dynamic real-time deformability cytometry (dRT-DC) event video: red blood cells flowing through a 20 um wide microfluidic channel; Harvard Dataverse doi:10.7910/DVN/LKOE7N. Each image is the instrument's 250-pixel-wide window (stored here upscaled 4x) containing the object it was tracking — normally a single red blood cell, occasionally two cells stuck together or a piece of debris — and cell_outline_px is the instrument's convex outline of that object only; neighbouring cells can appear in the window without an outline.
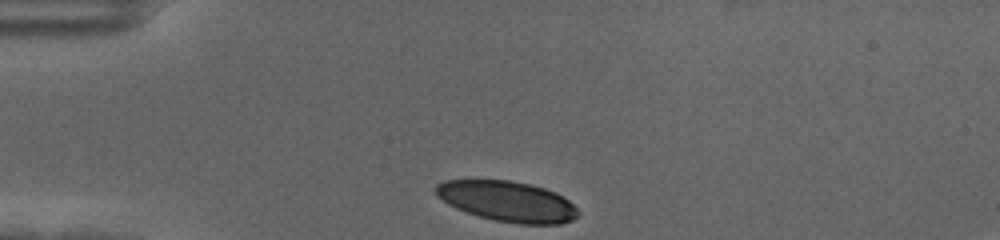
{"species": "human", "species_latin": "Homo sapiens", "temperature_condition": "cold", "stored_images_in_passage": 34, "camera_frame_rate_fps": 3000, "um_per_image_px": 0.085, "donor": {"sex": "female"}, "frame": {"image": 1, "passage_image": 1, "time_ms": 0.0, "image_size_px": [1000, 240], "cell_outline_px": [[580, 216], [572, 220], [560, 224], [516, 224], [496, 220], [480, 216], [456, 208], [448, 204], [436, 196], [436, 184], [444, 180], [508, 180], [528, 184], [544, 188], [568, 200], [580, 212]], "centroid_in_image_um": [43.12, 17.12], "position_along_channel_um": 41.9, "area_um2": 33.29}}
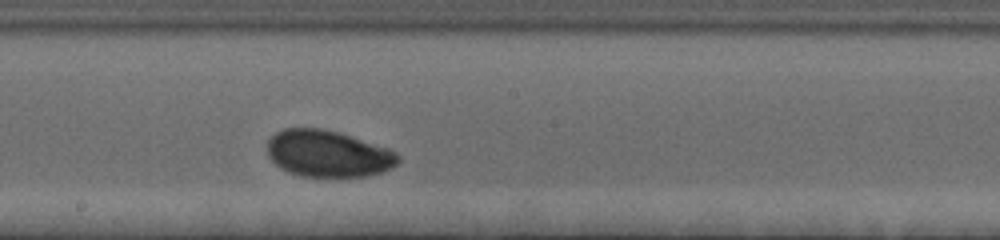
{"frame": {"image": 2, "passage_image": 19, "time_ms": 6.0, "image_size_px": [1000, 240], "cell_outline_px": [[400, 160], [392, 168], [368, 176], [300, 176], [288, 172], [280, 168], [268, 156], [268, 140], [276, 132], [284, 128], [320, 128], [336, 132], [388, 148], [396, 152], [400, 156]], "centroid_in_image_um": [27.87, 13.07], "position_along_channel_um": 220.3, "area_um2": 35.32}}
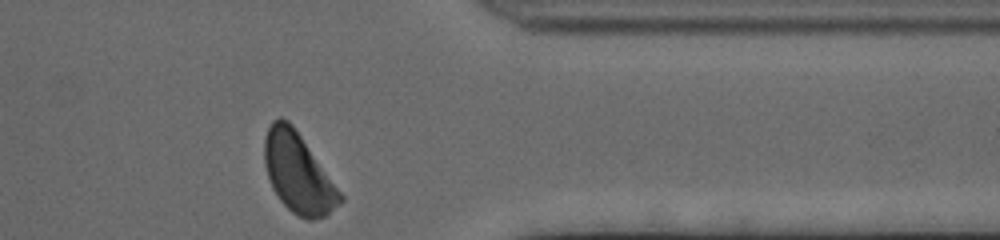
{"frame": {"image": 3, "passage_image": 34, "time_ms": 11.0, "image_size_px": [1000, 240], "cell_outline_px": [[344, 200], [340, 204], [324, 216], [312, 220], [308, 220], [292, 212], [280, 200], [272, 188], [264, 164], [264, 140], [268, 128], [272, 120], [280, 116], [288, 120], [292, 124], [344, 196]], "centroid_in_image_um": [25.33, 14.7], "position_along_channel_um": 386.1, "area_um2": 34.85}, "authors_computed_cell_mechanics": {"area_um2": 35.3447, "velocity_mm_per_s": 3.519, "shape_relaxation_time_tau1_ms": 2.8315, "shape_relaxation_time_tau2_ms": 11.0125, "deformation_change_tau1": 0.1166, "deformation_change_tau2": 0.1387}}